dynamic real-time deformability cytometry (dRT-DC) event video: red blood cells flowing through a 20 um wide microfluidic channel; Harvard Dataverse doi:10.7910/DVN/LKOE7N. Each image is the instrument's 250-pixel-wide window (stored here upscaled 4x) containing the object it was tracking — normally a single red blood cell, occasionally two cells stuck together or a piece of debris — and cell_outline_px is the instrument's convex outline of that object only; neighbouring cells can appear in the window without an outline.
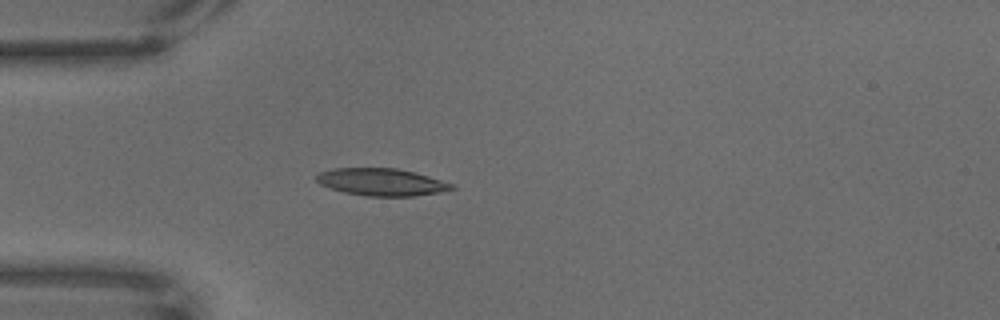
{"species": "common noctule bat (a hibernating species)", "species_latin": "Nyctalus noctula", "temperature_condition": "warm", "stored_images_in_passage": 50, "camera_frame_rate_fps": 3000, "um_per_image_px": 0.085, "animal": {"sex": "male", "body_mass_g": 18.8}, "frame": {"image": 1, "passage_image": 1, "time_ms": 0.0, "image_size_px": [1000, 320], "cell_outline_px": [[456, 188], [440, 192], [412, 196], [368, 196], [344, 192], [320, 184], [316, 180], [316, 176], [320, 172], [332, 168], [396, 168], [416, 172], [452, 184]], "centroid_in_image_um": [32.42, 15.47], "position_along_channel_um": 52.6, "area_um2": 21.33}}
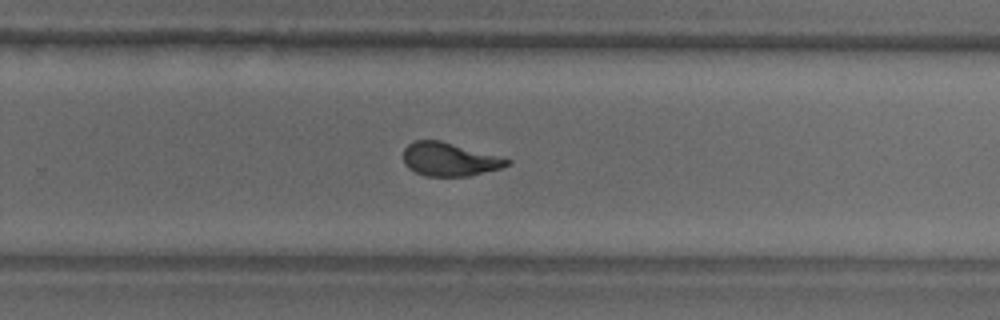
{"frame": {"image": 2, "passage_image": 26, "time_ms": 8.333, "image_size_px": [1000, 320], "cell_outline_px": [[512, 164], [500, 168], [468, 176], [424, 176], [408, 168], [404, 164], [404, 148], [408, 144], [416, 140], [440, 140], [512, 160]], "centroid_in_image_um": [38.18, 13.55], "position_along_channel_um": 291.6, "area_um2": 20.06}}
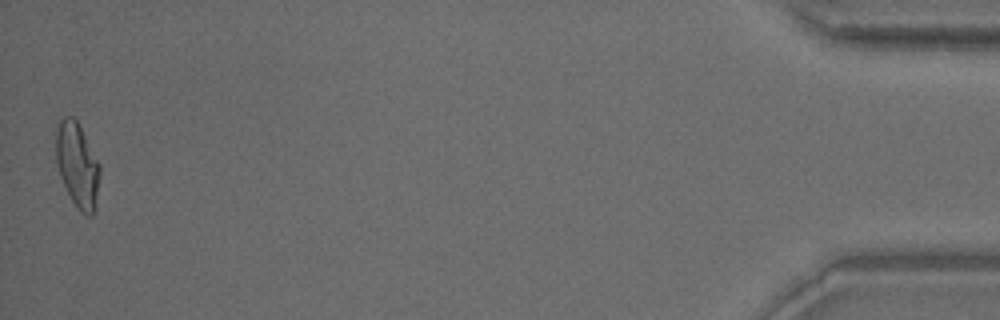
{"frame": {"image": 3, "passage_image": 49, "time_ms": 16.0, "image_size_px": [1000, 320], "cell_outline_px": [[100, 176], [96, 204], [92, 216], [84, 216], [76, 208], [60, 176], [56, 164], [56, 128], [60, 120], [64, 116], [72, 116], [76, 120], [100, 164]], "centroid_in_image_um": [6.58, 14.06], "position_along_channel_um": 428.6, "area_um2": 21.68}}